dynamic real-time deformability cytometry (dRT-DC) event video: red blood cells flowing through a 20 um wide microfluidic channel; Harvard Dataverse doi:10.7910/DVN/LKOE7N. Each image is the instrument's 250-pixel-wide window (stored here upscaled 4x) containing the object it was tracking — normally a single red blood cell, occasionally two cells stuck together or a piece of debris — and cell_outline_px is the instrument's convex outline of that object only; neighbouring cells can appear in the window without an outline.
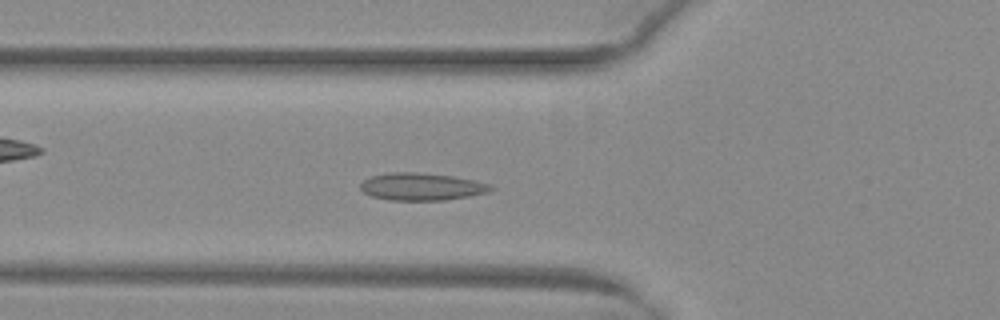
{"species": "common noctule bat (a hibernating species)", "species_latin": "Nyctalus noctula", "temperature_condition": "warm", "stored_images_in_passage": 45, "camera_frame_rate_fps": 3000, "um_per_image_px": 0.085, "animal": {"sex": "female", "body_mass_g": 29.2, "forearm_length_mm": 56.3}, "frame": {"image": 1, "passage_image": 15, "time_ms": 4.667, "image_size_px": [1000, 320], "cell_outline_px": [[496, 188], [488, 192], [468, 196], [444, 200], [388, 200], [372, 196], [364, 192], [360, 188], [360, 184], [364, 180], [372, 176], [392, 172], [416, 172], [452, 176], [476, 180], [492, 184]], "centroid_in_image_um": [35.88, 15.86], "position_along_channel_um": 89.9, "area_um2": 20.81}}
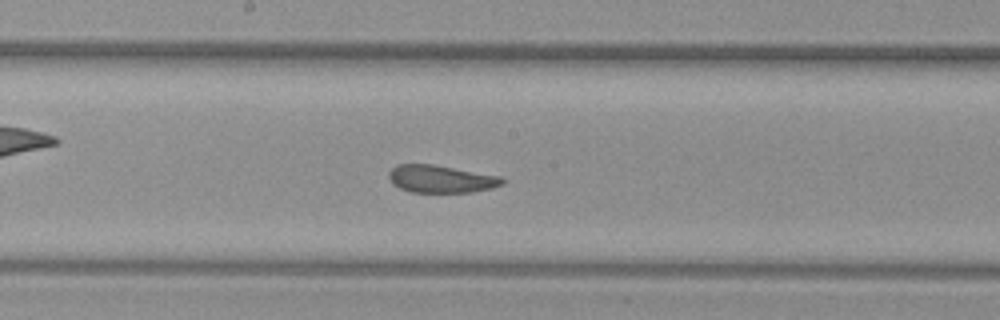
{"frame": {"image": 2, "passage_image": 24, "time_ms": 7.667, "image_size_px": [1000, 320], "cell_outline_px": [[504, 184], [492, 188], [472, 192], [412, 192], [400, 188], [392, 184], [388, 176], [388, 172], [396, 164], [432, 164], [504, 176]], "centroid_in_image_um": [37.51, 15.2], "position_along_channel_um": 210.7, "area_um2": 18.44}}
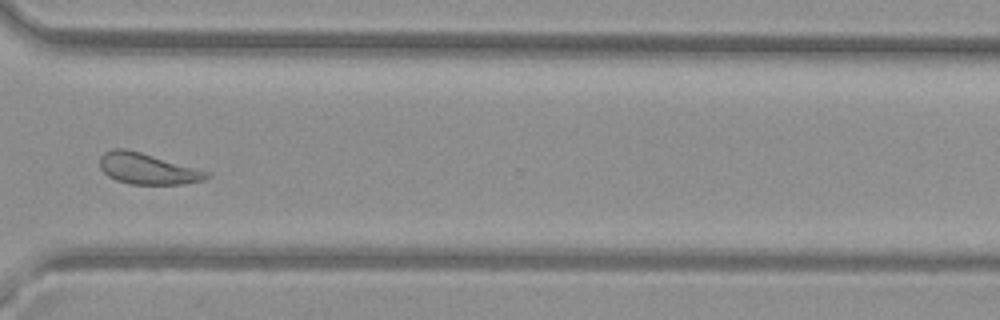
{"frame": {"image": 3, "passage_image": 35, "time_ms": 11.333, "image_size_px": [1000, 320], "cell_outline_px": [[212, 176], [204, 180], [184, 184], [128, 184], [116, 180], [108, 176], [100, 168], [100, 156], [104, 152], [112, 148], [124, 148], [140, 152], [212, 172]], "centroid_in_image_um": [12.56, 14.34], "position_along_channel_um": 358.0, "area_um2": 19.48}, "authors_computed_cell_mechanics": {"area_um2": 19.2474, "velocity_mm_per_s": 4.0206, "shape_relaxation_time_tau1_ms": 8.9959, "shape_relaxation_time_tau2_ms": 1.9801, "deformation_change_tau1": 0.1619, "deformation_change_tau2": 0.096}}